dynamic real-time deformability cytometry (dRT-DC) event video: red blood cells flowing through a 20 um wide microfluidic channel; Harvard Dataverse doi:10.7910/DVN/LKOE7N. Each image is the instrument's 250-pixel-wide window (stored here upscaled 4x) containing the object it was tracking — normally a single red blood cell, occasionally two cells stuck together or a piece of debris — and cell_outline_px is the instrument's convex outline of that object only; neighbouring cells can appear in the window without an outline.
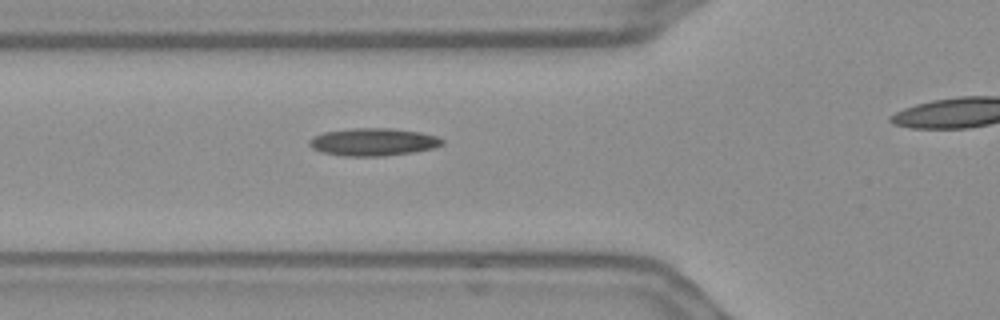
{"species": "Egyptian fruit bat (a non-hibernating species)", "species_latin": "Rousettus aegyptiacus", "temperature_condition": "warm", "stored_images_in_passage": 38, "camera_frame_rate_fps": 3000, "um_per_image_px": 0.085, "frame": {"image": 1, "passage_image": 12, "time_ms": 3.667, "image_size_px": [1000, 320], "cell_outline_px": [[444, 144], [432, 148], [412, 152], [384, 156], [344, 156], [320, 152], [312, 148], [308, 144], [308, 140], [312, 136], [324, 132], [352, 128], [392, 128], [420, 132], [436, 136], [444, 140]], "centroid_in_image_um": [31.68, 12.06], "position_along_channel_um": 94.1, "area_um2": 21.5}}